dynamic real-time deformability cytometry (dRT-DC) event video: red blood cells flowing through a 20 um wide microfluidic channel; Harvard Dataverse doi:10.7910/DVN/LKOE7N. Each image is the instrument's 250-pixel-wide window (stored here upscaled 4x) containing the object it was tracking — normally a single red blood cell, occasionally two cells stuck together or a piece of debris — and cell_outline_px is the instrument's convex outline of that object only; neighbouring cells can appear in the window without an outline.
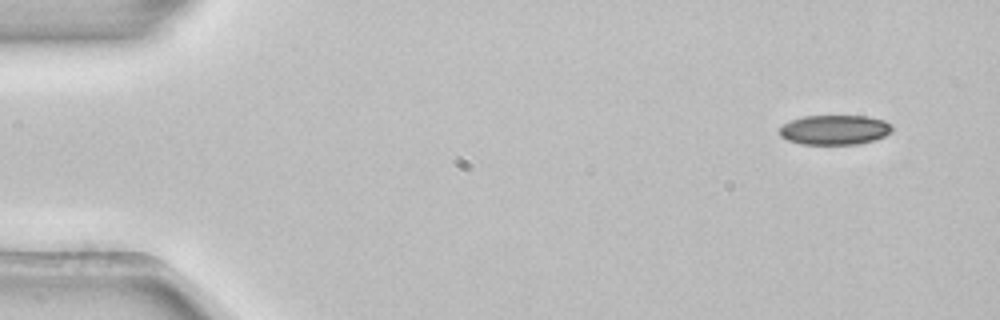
{"species": "common noctule bat (a hibernating species)", "species_latin": "Nyctalus noctula", "temperature_condition": "room temperature", "stored_images_in_passage": 4, "camera_frame_rate_fps": 3000, "um_per_image_px": 0.085, "animal": {"sex": "female", "body_mass_g": 22.7, "forearm_length_mm": 54.2}, "frame": {"image": 1, "passage_image": 1, "time_ms": 0.0, "image_size_px": [1000, 320], "cell_outline_px": [[892, 128], [884, 136], [872, 140], [856, 144], [800, 144], [788, 140], [780, 136], [780, 128], [784, 124], [792, 120], [804, 116], [864, 116], [884, 120], [892, 124]], "centroid_in_image_um": [70.92, 11.03], "position_along_channel_um": 14.1, "area_um2": 19.25}}
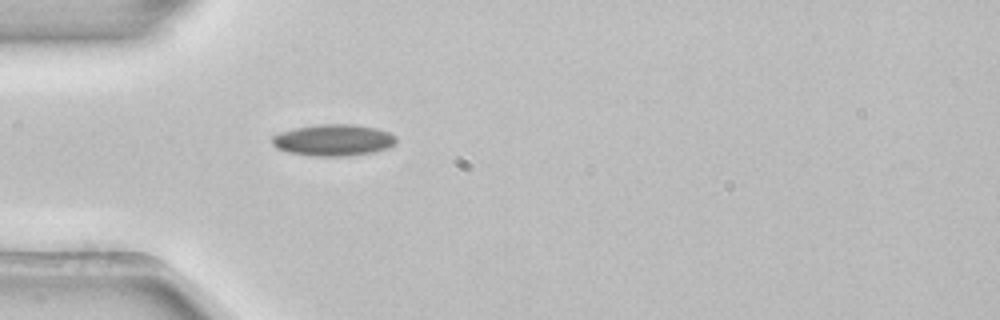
{"frame": {"image": 2, "passage_image": 4, "time_ms": 1.0, "image_size_px": [1000, 320], "cell_outline_px": [[396, 144], [388, 148], [372, 152], [344, 156], [312, 156], [288, 152], [276, 148], [272, 144], [272, 136], [280, 132], [296, 128], [320, 124], [356, 124], [376, 128], [388, 132], [396, 136]], "centroid_in_image_um": [28.34, 11.91], "position_along_channel_um": 56.7, "area_um2": 22.83}}